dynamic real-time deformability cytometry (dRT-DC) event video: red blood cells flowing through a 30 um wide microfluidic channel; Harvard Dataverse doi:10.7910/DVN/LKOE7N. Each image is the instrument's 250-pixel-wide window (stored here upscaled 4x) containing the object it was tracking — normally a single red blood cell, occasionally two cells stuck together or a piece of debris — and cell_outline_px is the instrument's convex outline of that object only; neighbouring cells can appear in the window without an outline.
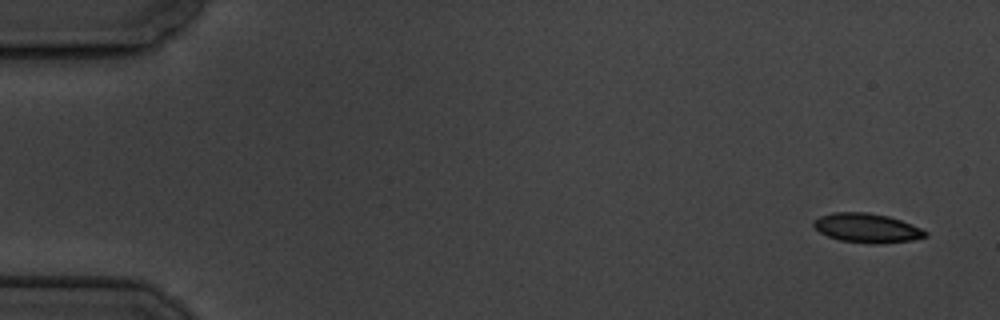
{"species": "common noctule bat (a hibernating species)", "species_latin": "Nyctalus noctula", "temperature_condition": "cold", "stored_images_in_passage": 5, "camera_frame_rate_fps": 3000, "um_per_image_px": 0.085, "animal": {"sex": "male", "body_mass_g": 19.5, "forearm_length_mm": 54.6}, "frame": {"image": 1, "passage_image": 1, "time_ms": 0.0, "image_size_px": [1000, 320], "cell_outline_px": [[928, 236], [912, 240], [880, 244], [872, 244], [840, 240], [828, 236], [820, 232], [812, 224], [820, 216], [832, 212], [868, 212], [888, 216], [912, 224], [928, 232]], "centroid_in_image_um": [73.71, 19.38], "position_along_channel_um": 11.3, "area_um2": 19.02}}
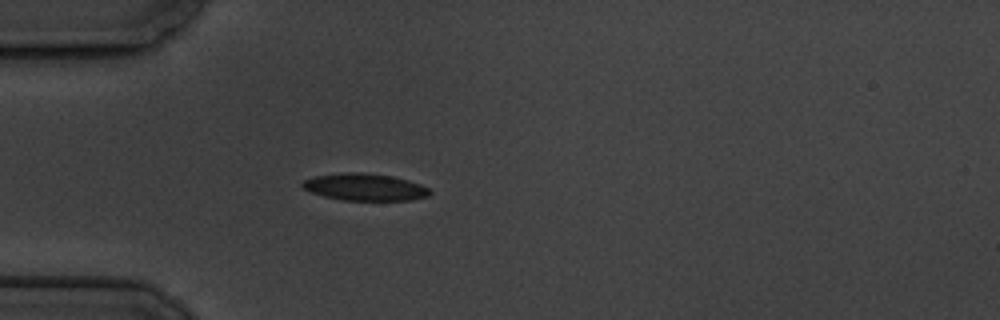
{"frame": {"image": 2, "passage_image": 5, "time_ms": 4.667, "image_size_px": [1000, 320], "cell_outline_px": [[432, 192], [428, 196], [412, 200], [344, 200], [324, 196], [312, 192], [304, 188], [300, 184], [304, 180], [312, 176], [340, 172], [360, 172], [392, 176], [408, 180], [420, 184], [428, 188]], "centroid_in_image_um": [31.0, 15.89], "position_along_channel_um": 54.0, "area_um2": 20.11}}